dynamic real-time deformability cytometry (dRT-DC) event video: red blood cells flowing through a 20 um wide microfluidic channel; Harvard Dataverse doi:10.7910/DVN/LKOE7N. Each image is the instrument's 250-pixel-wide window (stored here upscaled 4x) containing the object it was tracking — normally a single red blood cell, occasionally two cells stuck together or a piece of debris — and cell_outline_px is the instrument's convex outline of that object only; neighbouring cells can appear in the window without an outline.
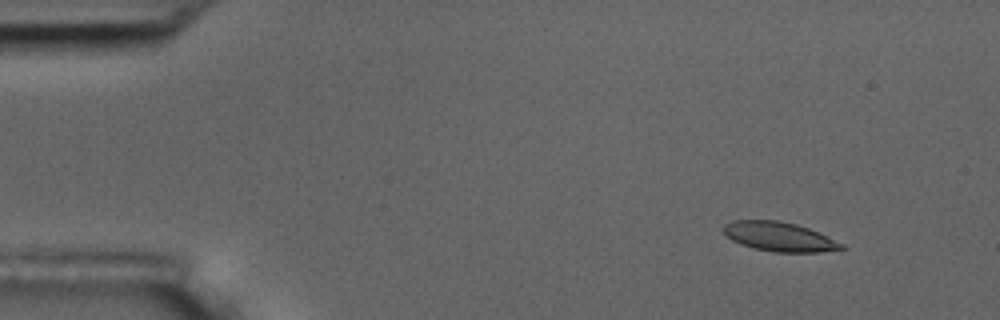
{"species": "common noctule bat (a hibernating species)", "species_latin": "Nyctalus noctula", "temperature_condition": "room temperature", "stored_images_in_passage": 5, "camera_frame_rate_fps": 3000, "um_per_image_px": 0.085, "animal": {"sex": "male", "body_mass_g": 17.5, "forearm_length_mm": 52.3}, "frame": {"image": 1, "passage_image": 2, "time_ms": 1.0, "image_size_px": [1000, 320], "cell_outline_px": [[848, 248], [820, 252], [776, 252], [752, 248], [732, 240], [724, 232], [724, 224], [732, 220], [776, 220], [796, 224], [808, 228], [844, 244]], "centroid_in_image_um": [66.25, 20.12], "position_along_channel_um": 18.8, "area_um2": 20.0}}
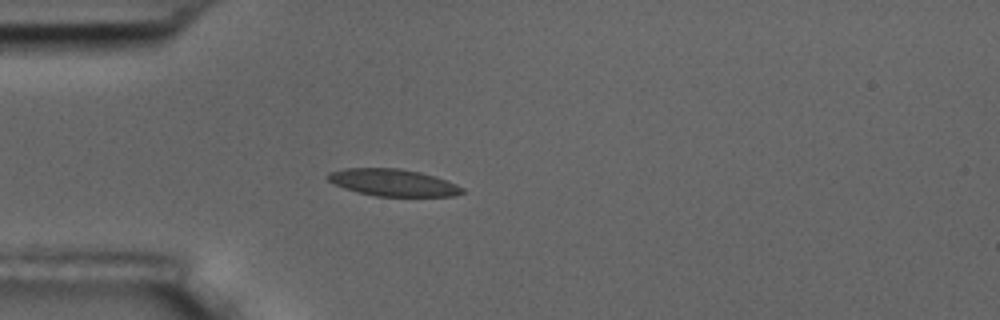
{"frame": {"image": 2, "passage_image": 5, "time_ms": 4.333, "image_size_px": [1000, 320], "cell_outline_px": [[464, 192], [456, 196], [376, 196], [356, 192], [344, 188], [328, 180], [324, 176], [328, 172], [344, 168], [400, 168], [420, 172], [436, 176], [456, 184], [464, 188]], "centroid_in_image_um": [33.4, 15.51], "position_along_channel_um": 51.6, "area_um2": 21.33}}